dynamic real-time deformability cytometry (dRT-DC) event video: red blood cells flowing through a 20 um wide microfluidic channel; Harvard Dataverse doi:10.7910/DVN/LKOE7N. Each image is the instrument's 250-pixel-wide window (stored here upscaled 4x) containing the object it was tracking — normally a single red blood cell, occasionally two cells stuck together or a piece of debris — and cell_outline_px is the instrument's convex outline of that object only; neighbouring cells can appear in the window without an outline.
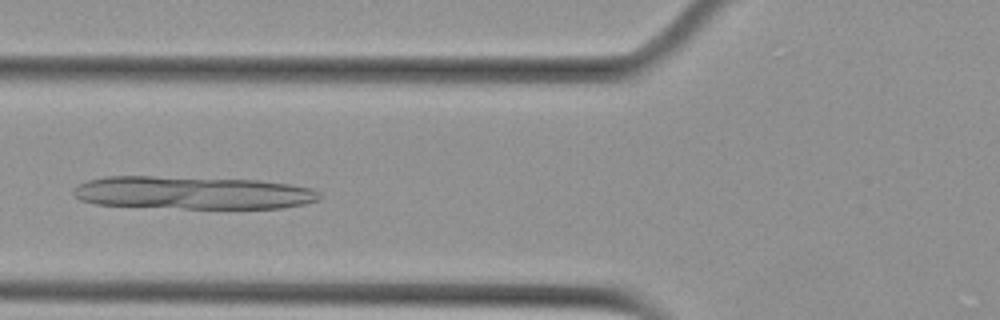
{"species": "Egyptian fruit bat (a non-hibernating species)", "species_latin": "Rousettus aegyptiacus", "temperature_condition": "cold", "stored_images_in_passage": 44, "camera_frame_rate_fps": 3000, "um_per_image_px": 0.085, "animal": {"sex": "female"}, "frame": {"image": 1, "passage_image": 10, "time_ms": 3.0, "image_size_px": [1000, 320], "cell_outline_px": [[320, 200], [304, 204], [284, 208], [184, 208], [96, 204], [80, 200], [72, 192], [80, 184], [88, 180], [104, 176], [152, 176], [260, 180], [288, 184], [312, 188], [320, 192]], "centroid_in_image_um": [16.42, 16.38], "position_along_channel_um": 109.4, "area_um2": 47.11}}
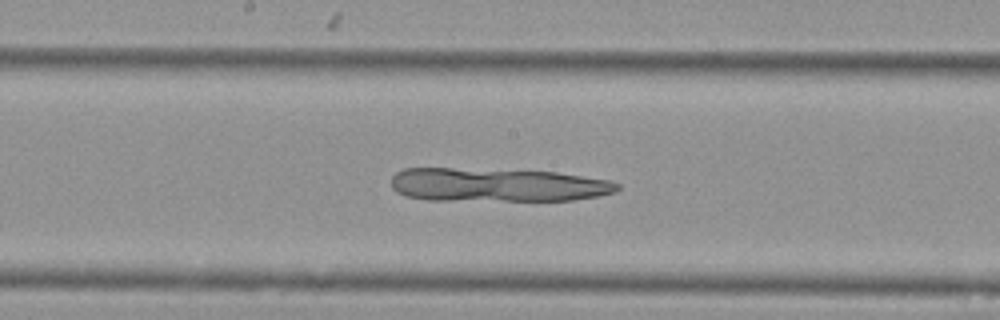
{"frame": {"image": 2, "passage_image": 18, "time_ms": 5.667, "image_size_px": [1000, 320], "cell_outline_px": [[620, 188], [616, 192], [596, 196], [572, 200], [428, 200], [404, 196], [396, 192], [392, 188], [392, 176], [396, 172], [404, 168], [452, 168], [556, 172], [608, 180], [620, 184]], "centroid_in_image_um": [42.22, 15.72], "position_along_channel_um": 206.0, "area_um2": 44.22}}
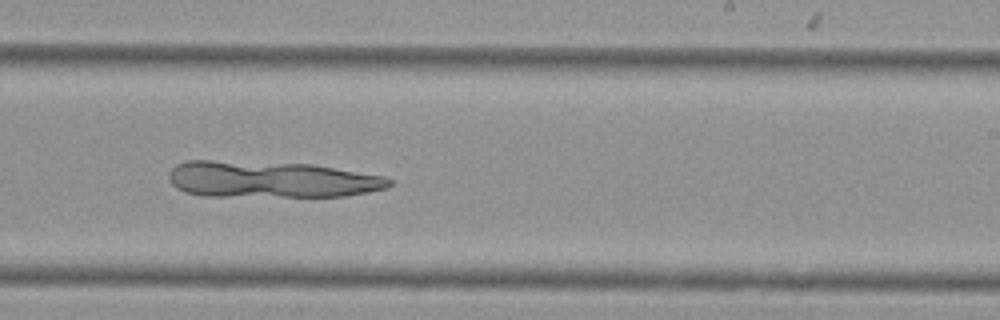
{"frame": {"image": 3, "passage_image": 23, "time_ms": 7.333, "image_size_px": [1000, 320], "cell_outline_px": [[392, 184], [388, 188], [368, 192], [344, 196], [204, 196], [184, 192], [176, 188], [168, 180], [168, 172], [176, 164], [184, 160], [212, 160], [312, 164], [384, 176], [392, 180]], "centroid_in_image_um": [22.99, 15.25], "position_along_channel_um": 266.0, "area_um2": 47.16}}